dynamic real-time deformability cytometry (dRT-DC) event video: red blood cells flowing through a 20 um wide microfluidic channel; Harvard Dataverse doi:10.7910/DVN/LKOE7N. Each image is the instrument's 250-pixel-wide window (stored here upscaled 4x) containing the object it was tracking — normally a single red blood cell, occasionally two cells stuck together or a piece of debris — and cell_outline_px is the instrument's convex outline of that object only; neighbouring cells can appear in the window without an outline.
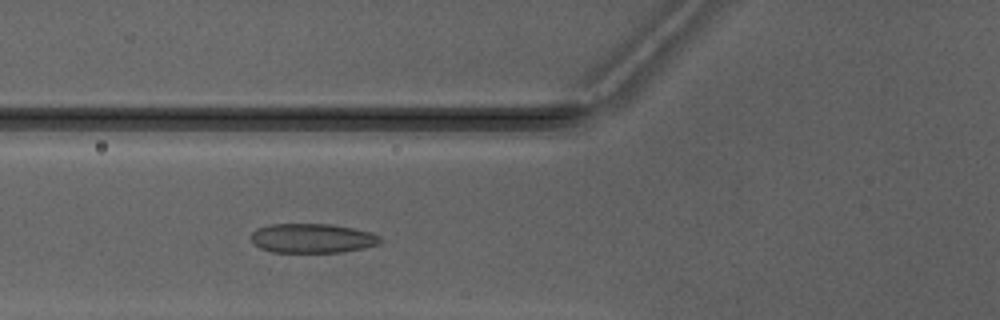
{"species": "Egyptian fruit bat (a non-hibernating species)", "species_latin": "Rousettus aegyptiacus", "temperature_condition": "warm", "stored_images_in_passage": 6, "camera_frame_rate_fps": 3000, "um_per_image_px": 0.085, "animal": {"sex": "male"}, "frame": {"image": 1, "passage_image": 6, "time_ms": 7.0, "image_size_px": [1000, 320], "cell_outline_px": [[380, 244], [364, 248], [344, 252], [272, 252], [260, 248], [252, 244], [252, 232], [256, 228], [272, 224], [328, 224], [352, 228], [372, 232], [380, 236]], "centroid_in_image_um": [26.54, 20.26], "position_along_channel_um": 99.3, "area_um2": 22.2}}